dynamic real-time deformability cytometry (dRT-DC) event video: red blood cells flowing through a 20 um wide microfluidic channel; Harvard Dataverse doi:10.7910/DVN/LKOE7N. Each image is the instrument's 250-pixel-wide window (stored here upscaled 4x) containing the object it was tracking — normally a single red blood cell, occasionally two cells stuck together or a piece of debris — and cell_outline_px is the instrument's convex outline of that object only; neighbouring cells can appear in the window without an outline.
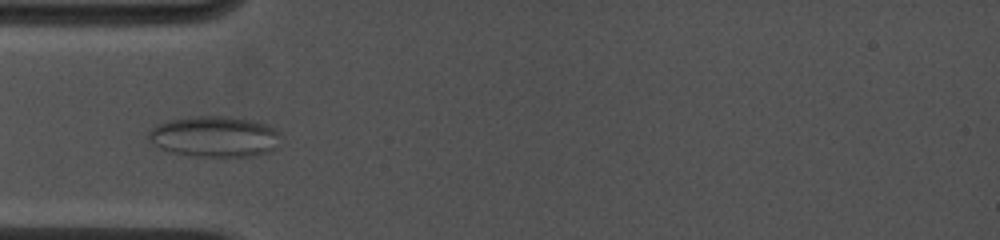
{"species": "common noctule bat (a hibernating species)", "species_latin": "Nyctalus noctula", "temperature_condition": "cold", "stored_images_in_passage": 16, "camera_frame_rate_fps": 4500, "um_per_image_px": 0.085, "animal": {"sex": "female", "body_mass_g": 19.0, "forearm_length_mm": 53.3}, "frame": {"image": 1, "passage_image": 7, "time_ms": 4.222, "image_size_px": [1000, 240], "cell_outline_px": [[280, 132], [276, 148], [268, 152], [252, 156], [192, 156], [168, 152], [152, 144], [148, 140], [148, 132], [156, 124], [168, 120], [196, 116], [228, 116], [252, 120], [268, 124], [276, 128]], "centroid_in_image_um": [18.22, 11.6], "position_along_channel_um": 66.8, "area_um2": 31.79}}
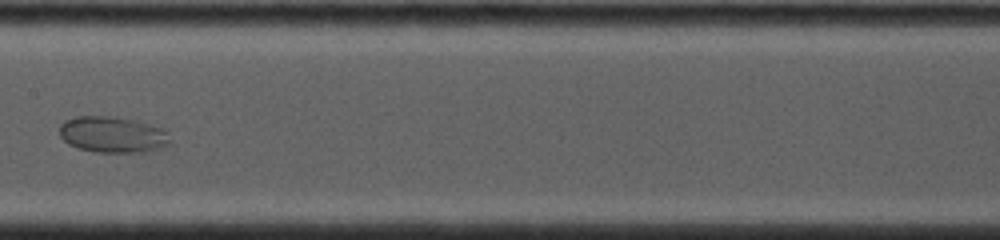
{"frame": {"image": 2, "passage_image": 12, "time_ms": 7.556, "image_size_px": [1000, 240], "cell_outline_px": [[172, 144], [160, 148], [144, 152], [96, 152], [76, 148], [68, 144], [60, 136], [60, 124], [64, 120], [76, 116], [108, 116], [132, 120], [164, 128]], "centroid_in_image_um": [9.56, 11.45], "position_along_channel_um": 197.8, "area_um2": 23.35}}
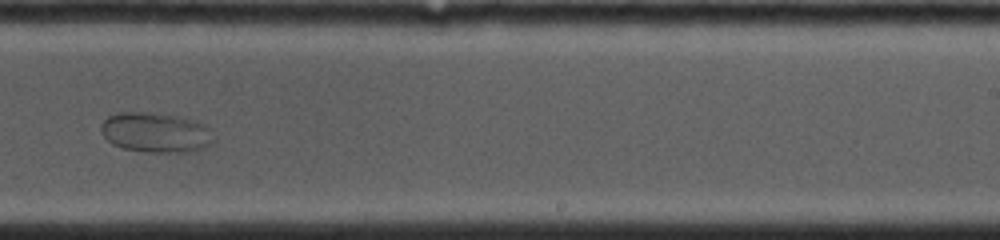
{"frame": {"image": 3, "passage_image": 15, "time_ms": 9.556, "image_size_px": [1000, 240], "cell_outline_px": [[212, 140], [204, 148], [192, 152], [144, 152], [124, 148], [112, 144], [100, 132], [100, 124], [108, 116], [116, 112], [152, 112], [176, 116], [192, 120], [204, 124], [212, 128]], "centroid_in_image_um": [13.21, 11.26], "position_along_channel_um": 275.8, "area_um2": 26.41}}